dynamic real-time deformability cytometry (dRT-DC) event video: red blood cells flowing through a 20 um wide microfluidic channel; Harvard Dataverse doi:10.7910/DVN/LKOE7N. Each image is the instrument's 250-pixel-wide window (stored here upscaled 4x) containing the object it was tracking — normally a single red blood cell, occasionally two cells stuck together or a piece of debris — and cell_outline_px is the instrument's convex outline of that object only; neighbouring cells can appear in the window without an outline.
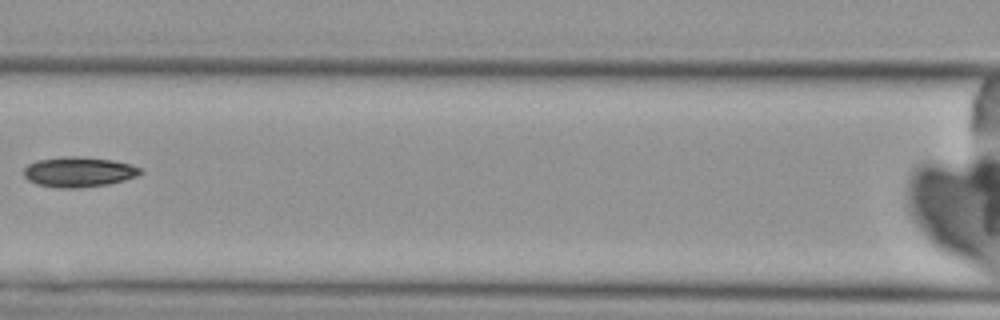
{"species": "Egyptian fruit bat (a non-hibernating species)", "species_latin": "Rousettus aegyptiacus", "temperature_condition": "cold", "stored_images_in_passage": 7, "camera_frame_rate_fps": 3000, "um_per_image_px": 0.085, "animal": {"sex": "female"}, "frame": {"image": 1, "passage_image": 6, "time_ms": 8.0, "image_size_px": [1000, 320], "cell_outline_px": [[144, 172], [136, 176], [124, 180], [108, 184], [80, 188], [60, 188], [36, 184], [28, 180], [24, 176], [24, 168], [28, 164], [36, 160], [60, 156], [80, 156], [112, 160], [128, 164], [140, 168]], "centroid_in_image_um": [6.65, 14.61], "position_along_channel_um": 159.9, "area_um2": 20.58}}
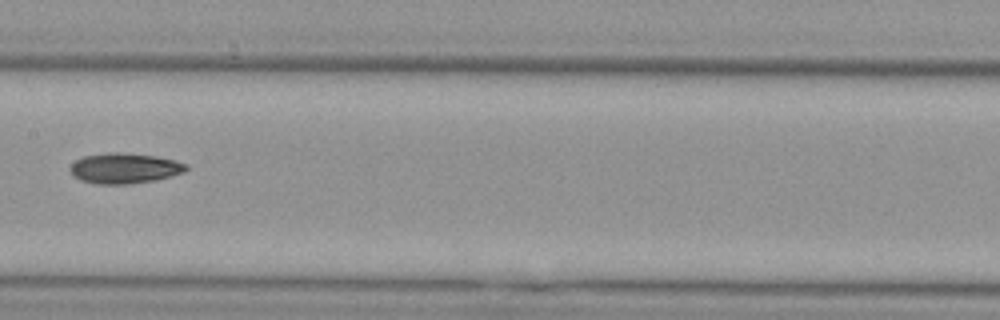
{"frame": {"image": 2, "passage_image": 7, "time_ms": 9.0, "image_size_px": [1000, 320], "cell_outline_px": [[188, 168], [184, 172], [156, 180], [124, 184], [96, 184], [80, 180], [72, 176], [68, 168], [76, 160], [84, 156], [108, 152], [120, 152], [156, 156], [176, 160], [188, 164]], "centroid_in_image_um": [10.57, 14.3], "position_along_channel_um": 196.8, "area_um2": 20.69}}